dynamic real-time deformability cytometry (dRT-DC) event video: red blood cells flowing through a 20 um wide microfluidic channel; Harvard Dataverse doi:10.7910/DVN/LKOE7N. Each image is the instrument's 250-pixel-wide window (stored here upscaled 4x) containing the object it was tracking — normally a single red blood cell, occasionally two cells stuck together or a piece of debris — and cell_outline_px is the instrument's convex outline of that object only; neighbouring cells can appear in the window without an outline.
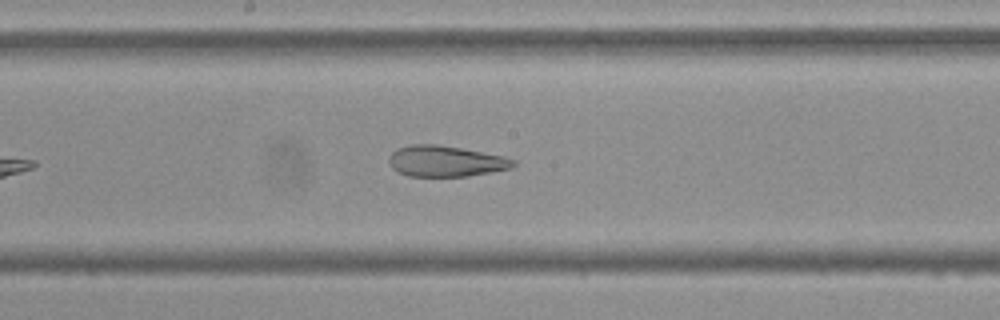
{"species": "Egyptian fruit bat (a non-hibernating species)", "species_latin": "Rousettus aegyptiacus", "temperature_condition": "cold", "stored_images_in_passage": 43, "camera_frame_rate_fps": 3000, "um_per_image_px": 0.085, "frame": {"image": 1, "passage_image": 17, "time_ms": 5.333, "image_size_px": [1000, 320], "cell_outline_px": [[516, 164], [512, 168], [492, 172], [468, 176], [408, 176], [396, 172], [392, 168], [388, 160], [388, 156], [396, 148], [412, 144], [436, 144], [460, 148], [504, 156], [516, 160]], "centroid_in_image_um": [37.86, 13.7], "position_along_channel_um": 210.3, "area_um2": 22.6}}
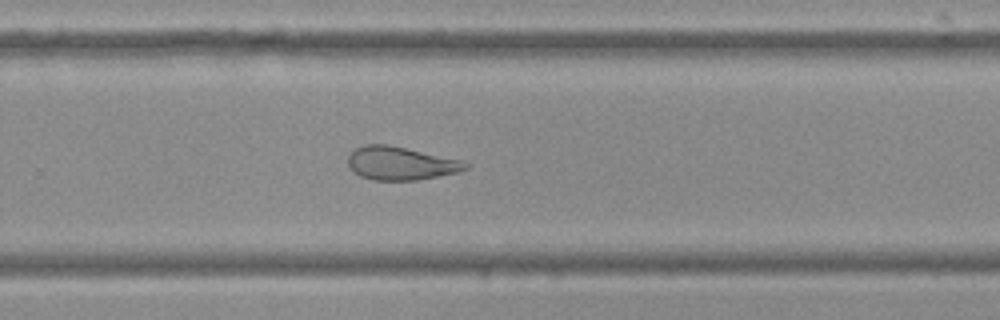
{"frame": {"image": 2, "passage_image": 24, "time_ms": 7.667, "image_size_px": [1000, 320], "cell_outline_px": [[468, 168], [460, 172], [416, 180], [372, 180], [360, 176], [348, 164], [348, 156], [356, 148], [364, 144], [384, 144], [404, 148], [460, 160], [468, 164]], "centroid_in_image_um": [34.04, 13.89], "position_along_channel_um": 295.8, "area_um2": 22.37}}
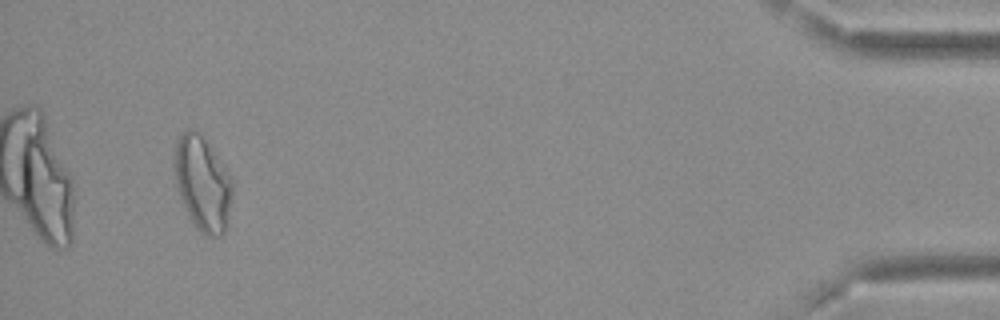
{"frame": {"image": 3, "passage_image": 40, "time_ms": 13.0, "image_size_px": [1000, 320], "cell_outline_px": [[232, 200], [228, 224], [224, 232], [220, 236], [208, 236], [200, 232], [196, 228], [180, 196], [176, 184], [172, 164], [172, 156], [176, 140], [188, 128], [196, 128], [200, 132], [212, 148], [232, 176]], "centroid_in_image_um": [17.22, 15.55], "position_along_channel_um": 418.0, "area_um2": 32.54}, "authors_computed_cell_mechanics": {"area_um2": 25.6632, "velocity_mm_per_s": 3.678, "shape_relaxation_time_tau1_ms": null, "shape_relaxation_time_tau2_ms": 2.332, "deformation_change_tau1": null, "deformation_change_tau2": 0.1142}}